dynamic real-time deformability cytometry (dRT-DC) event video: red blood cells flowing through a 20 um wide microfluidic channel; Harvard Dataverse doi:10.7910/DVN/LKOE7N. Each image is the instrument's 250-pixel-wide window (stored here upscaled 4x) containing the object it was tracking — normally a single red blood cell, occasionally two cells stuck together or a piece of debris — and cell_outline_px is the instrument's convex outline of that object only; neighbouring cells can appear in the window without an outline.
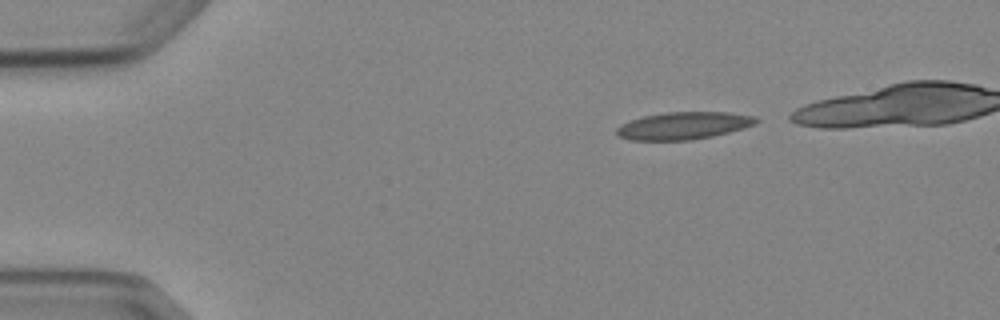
{"species": "Egyptian fruit bat (a non-hibernating species)", "species_latin": "Rousettus aegyptiacus", "temperature_condition": "cold", "stored_images_in_passage": 3, "camera_frame_rate_fps": 3000, "um_per_image_px": 0.085, "animal": {"sex": "female"}, "frame": {"image": 1, "passage_image": 1, "time_ms": 0.0, "image_size_px": [1000, 320], "cell_outline_px": [[760, 120], [756, 124], [744, 128], [712, 136], [692, 140], [632, 140], [620, 136], [616, 132], [616, 128], [620, 124], [644, 116], [664, 112], [728, 112], [756, 116]], "centroid_in_image_um": [58.14, 10.67], "position_along_channel_um": 26.9, "area_um2": 22.25}}